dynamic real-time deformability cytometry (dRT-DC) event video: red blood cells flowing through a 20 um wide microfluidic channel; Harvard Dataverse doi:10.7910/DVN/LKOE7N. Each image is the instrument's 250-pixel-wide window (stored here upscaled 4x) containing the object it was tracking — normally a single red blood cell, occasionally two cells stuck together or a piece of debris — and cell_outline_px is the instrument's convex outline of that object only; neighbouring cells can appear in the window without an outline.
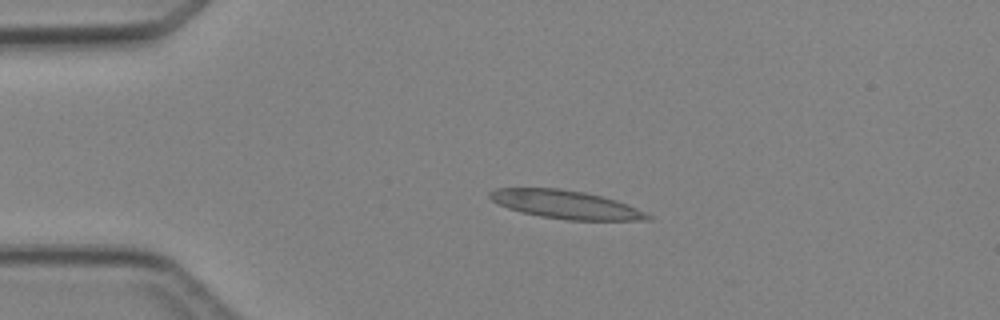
{"species": "Egyptian fruit bat (a non-hibernating species)", "species_latin": "Rousettus aegyptiacus", "temperature_condition": "cold", "stored_images_in_passage": 3, "camera_frame_rate_fps": 3000, "um_per_image_px": 0.085, "animal": {"sex": "female"}, "frame": {"image": 1, "passage_image": 2, "time_ms": 1.333, "image_size_px": [1000, 320], "cell_outline_px": [[652, 220], [568, 220], [540, 216], [520, 212], [508, 208], [492, 200], [488, 196], [488, 192], [496, 188], [560, 188], [584, 192], [616, 200], [628, 204], [652, 216]], "centroid_in_image_um": [48.08, 17.38], "position_along_channel_um": 36.9, "area_um2": 25.95}}